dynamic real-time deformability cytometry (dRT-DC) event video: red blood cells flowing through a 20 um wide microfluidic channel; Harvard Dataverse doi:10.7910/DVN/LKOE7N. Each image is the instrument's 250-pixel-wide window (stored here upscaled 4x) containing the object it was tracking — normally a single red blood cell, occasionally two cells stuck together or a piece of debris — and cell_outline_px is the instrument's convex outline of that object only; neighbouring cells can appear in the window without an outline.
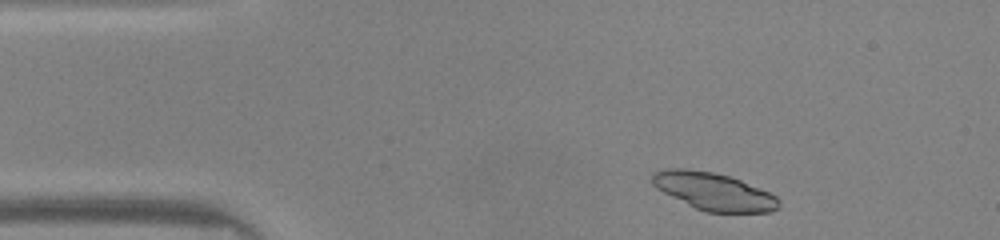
{"species": "common noctule bat (a hibernating species)", "species_latin": "Nyctalus noctula", "temperature_condition": "warm", "stored_images_in_passage": 43, "camera_frame_rate_fps": 3000, "um_per_image_px": 0.085, "animal": {"sex": "male", "body_mass_g": 20.0, "forearm_length_mm": 53.3}, "frame": {"image": 1, "passage_image": 2, "time_ms": 0.333, "image_size_px": [1000, 240], "cell_outline_px": [[780, 208], [772, 212], [704, 212], [656, 188], [652, 184], [652, 172], [664, 168], [684, 168], [712, 172], [728, 176], [740, 180], [760, 188], [776, 196], [780, 200]], "centroid_in_image_um": [60.67, 16.27], "position_along_channel_um": 24.3, "area_um2": 27.57}}